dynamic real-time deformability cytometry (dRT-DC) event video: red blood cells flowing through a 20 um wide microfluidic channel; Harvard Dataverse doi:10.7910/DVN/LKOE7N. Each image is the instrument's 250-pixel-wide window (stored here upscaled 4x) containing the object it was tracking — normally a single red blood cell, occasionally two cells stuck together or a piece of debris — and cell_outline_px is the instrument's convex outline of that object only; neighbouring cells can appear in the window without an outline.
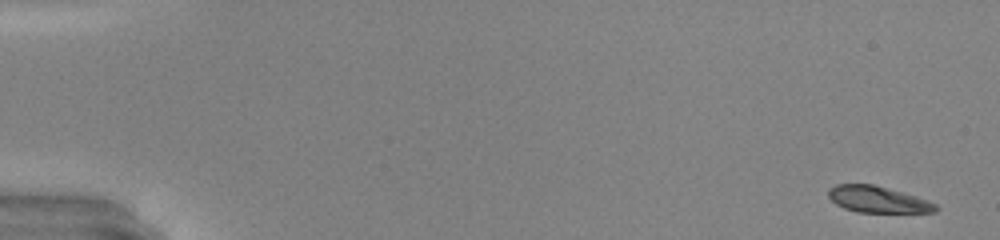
{"species": "common noctule bat (a hibernating species)", "species_latin": "Nyctalus noctula", "temperature_condition": "warm", "stored_images_in_passage": 49, "camera_frame_rate_fps": 3000, "um_per_image_px": 0.085, "animal": {"sex": "male", "body_mass_g": 20.0, "forearm_length_mm": 53.3}, "frame": {"image": 1, "passage_image": 1, "time_ms": 0.0, "image_size_px": [1000, 240], "cell_outline_px": [[940, 208], [936, 212], [856, 212], [844, 208], [836, 204], [828, 196], [828, 188], [836, 184], [872, 184], [916, 196], [928, 200], [936, 204]], "centroid_in_image_um": [74.61, 16.95], "position_along_channel_um": 10.4, "area_um2": 16.47}}
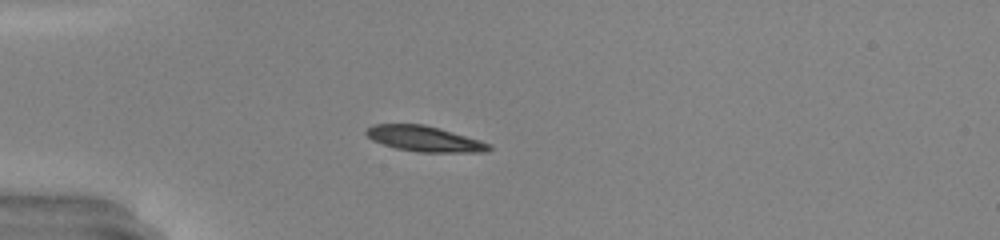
{"frame": {"image": 2, "passage_image": 14, "time_ms": 4.333, "image_size_px": [1000, 240], "cell_outline_px": [[492, 148], [488, 152], [416, 152], [396, 148], [372, 140], [364, 132], [372, 124], [424, 124], [440, 128], [480, 140], [492, 144]], "centroid_in_image_um": [36.11, 11.8], "position_along_channel_um": 48.9, "area_um2": 18.32}}
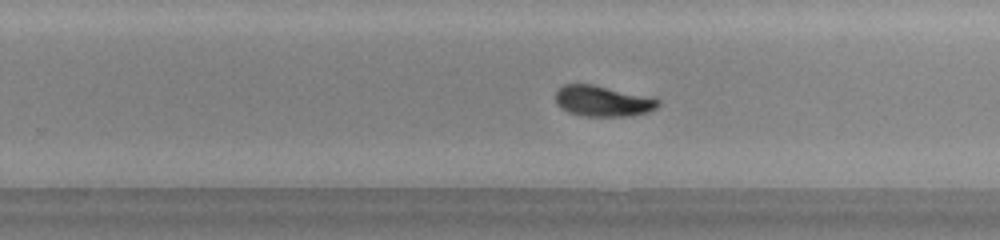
{"frame": {"image": 3, "passage_image": 32, "time_ms": 10.333, "image_size_px": [1000, 240], "cell_outline_px": [[660, 104], [656, 108], [648, 112], [628, 116], [584, 116], [568, 112], [560, 108], [556, 104], [556, 92], [564, 84], [592, 84], [656, 96], [660, 100]], "centroid_in_image_um": [51.3, 8.58], "position_along_channel_um": 278.5, "area_um2": 18.84}, "authors_computed_cell_mechanics": {"area_um2": 18.3804, "velocity_mm_per_s": 4.1943, "shape_relaxation_time_tau1_ms": 6.6327, "shape_relaxation_time_tau2_ms": 1.3747, "deformation_change_tau1": 0.237, "deformation_change_tau2": 0.0534}}